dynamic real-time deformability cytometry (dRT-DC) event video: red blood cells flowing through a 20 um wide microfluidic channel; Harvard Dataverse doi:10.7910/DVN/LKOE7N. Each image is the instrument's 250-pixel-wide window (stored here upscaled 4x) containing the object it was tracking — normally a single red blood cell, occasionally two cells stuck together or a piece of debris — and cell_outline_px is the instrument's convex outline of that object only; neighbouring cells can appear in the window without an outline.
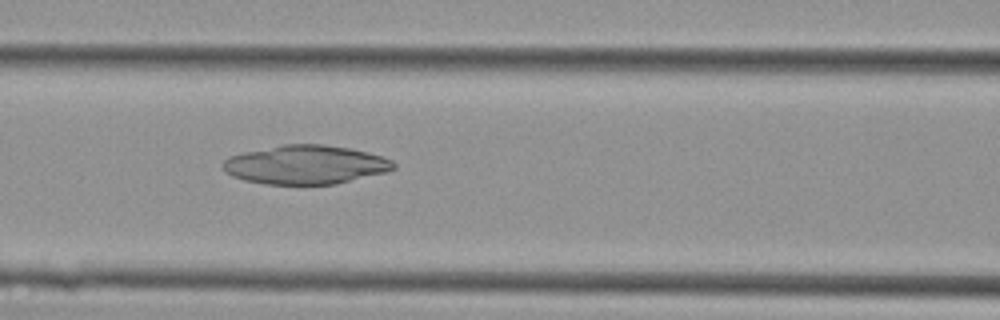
{"species": "Egyptian fruit bat (a non-hibernating species)", "species_latin": "Rousettus aegyptiacus", "temperature_condition": "cold", "stored_images_in_passage": 37, "camera_frame_rate_fps": 3000, "um_per_image_px": 0.085, "animal": {"sex": "female"}, "frame": {"image": 1, "passage_image": 11, "time_ms": 3.333, "image_size_px": [1000, 320], "cell_outline_px": [[396, 168], [388, 172], [336, 184], [268, 184], [244, 180], [232, 176], [224, 172], [220, 164], [228, 156], [244, 152], [284, 144], [320, 144], [352, 148], [368, 152], [392, 160], [396, 164]], "centroid_in_image_um": [25.97, 14.0], "position_along_channel_um": 140.6, "area_um2": 38.9}}
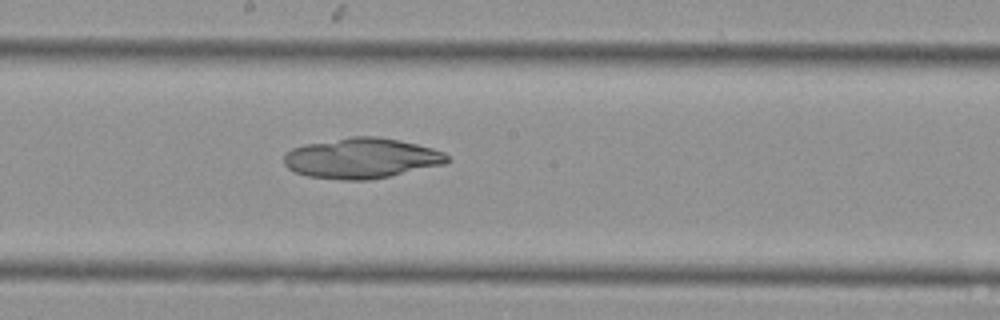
{"frame": {"image": 2, "passage_image": 16, "time_ms": 5.0, "image_size_px": [1000, 320], "cell_outline_px": [[448, 160], [444, 164], [388, 176], [368, 180], [340, 180], [308, 176], [296, 172], [288, 168], [284, 164], [284, 156], [292, 148], [304, 144], [348, 136], [380, 136], [400, 140], [432, 148], [444, 152], [448, 156]], "centroid_in_image_um": [30.7, 13.43], "position_along_channel_um": 217.5, "area_um2": 38.38}}
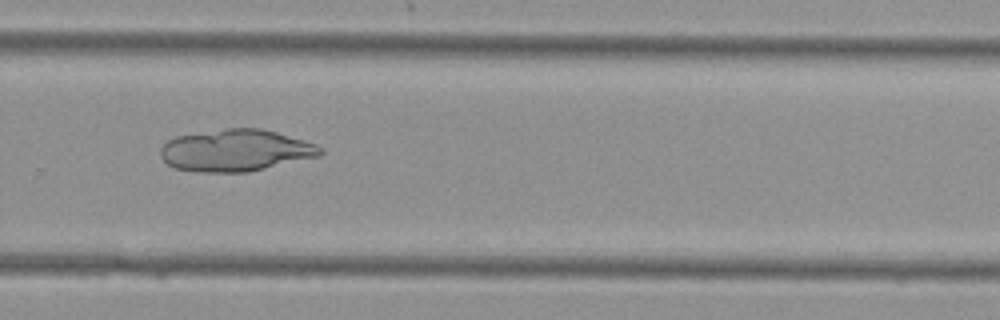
{"frame": {"image": 3, "passage_image": 22, "time_ms": 7.0, "image_size_px": [1000, 320], "cell_outline_px": [[324, 152], [320, 156], [248, 172], [196, 172], [176, 168], [168, 164], [160, 156], [160, 148], [168, 140], [176, 136], [228, 128], [260, 128], [276, 132], [304, 140], [316, 144]], "centroid_in_image_um": [20.03, 12.79], "position_along_channel_um": 309.8, "area_um2": 38.9}}